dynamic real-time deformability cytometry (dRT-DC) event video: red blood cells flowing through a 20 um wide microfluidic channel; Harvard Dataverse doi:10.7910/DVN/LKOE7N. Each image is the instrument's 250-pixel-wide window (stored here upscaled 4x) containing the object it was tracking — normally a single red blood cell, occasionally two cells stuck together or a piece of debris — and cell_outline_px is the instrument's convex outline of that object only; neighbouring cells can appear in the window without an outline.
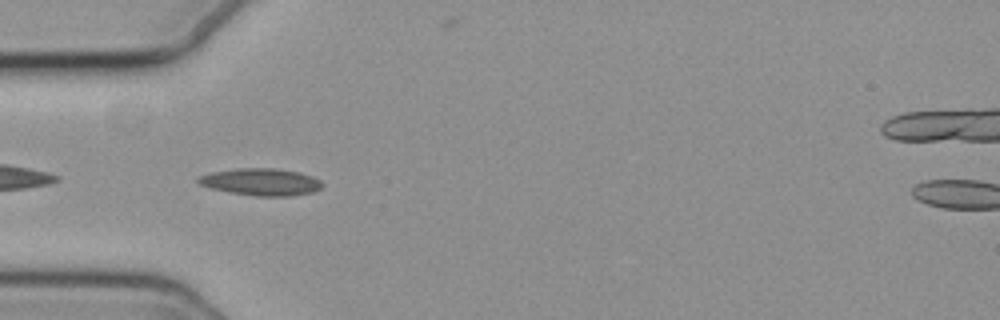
{"species": "common noctule bat (a hibernating species)", "species_latin": "Nyctalus noctula", "temperature_condition": "cold", "stored_images_in_passage": 41, "camera_frame_rate_fps": 3000, "um_per_image_px": 0.085, "animal": {"sex": "female", "body_mass_g": 19.3, "forearm_length_mm": 54.1}, "frame": {"image": 1, "passage_image": 2, "time_ms": 0.333, "image_size_px": [1000, 320], "cell_outline_px": [[324, 184], [320, 188], [312, 192], [288, 196], [256, 196], [228, 192], [212, 188], [200, 184], [196, 180], [196, 176], [212, 172], [240, 168], [272, 168], [300, 172], [312, 176], [320, 180]], "centroid_in_image_um": [22.18, 15.46], "position_along_channel_um": 62.8, "area_um2": 19.54}}
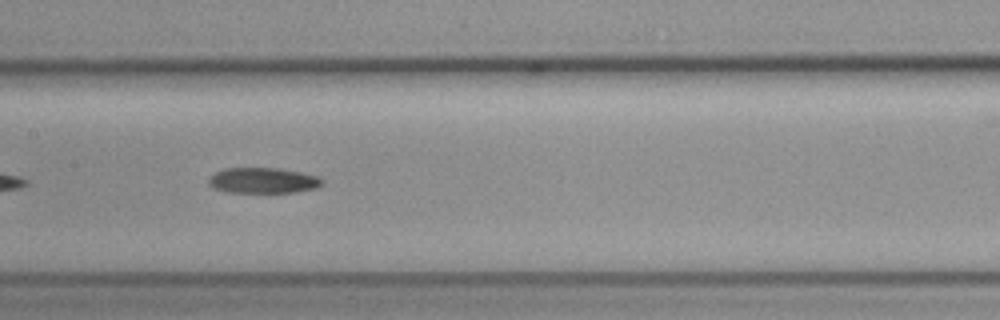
{"frame": {"image": 2, "passage_image": 12, "time_ms": 3.667, "image_size_px": [1000, 320], "cell_outline_px": [[324, 180], [316, 188], [292, 192], [228, 192], [212, 188], [208, 184], [208, 176], [224, 168], [276, 168], [300, 172], [316, 176]], "centroid_in_image_um": [22.28, 15.34], "position_along_channel_um": 185.1, "area_um2": 16.82}}
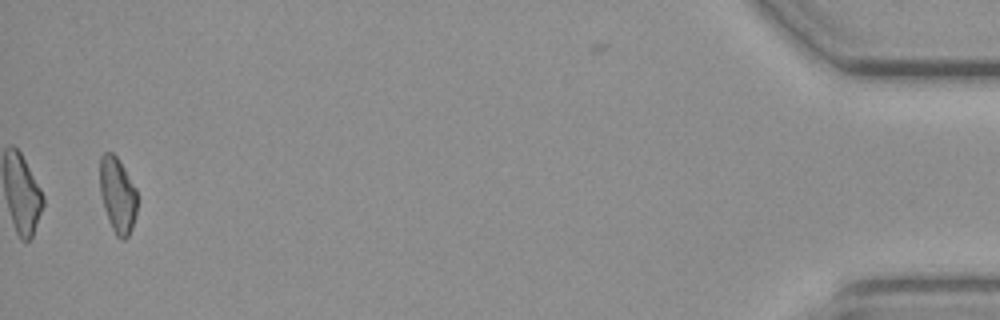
{"frame": {"image": 3, "passage_image": 39, "time_ms": 12.667, "image_size_px": [1000, 320], "cell_outline_px": [[136, 212], [132, 228], [128, 236], [124, 240], [120, 240], [116, 236], [112, 228], [104, 208], [100, 192], [100, 156], [104, 152], [112, 152], [116, 156], [124, 168], [136, 188]], "centroid_in_image_um": [9.98, 16.58], "position_along_channel_um": 425.2, "area_um2": 16.36}}